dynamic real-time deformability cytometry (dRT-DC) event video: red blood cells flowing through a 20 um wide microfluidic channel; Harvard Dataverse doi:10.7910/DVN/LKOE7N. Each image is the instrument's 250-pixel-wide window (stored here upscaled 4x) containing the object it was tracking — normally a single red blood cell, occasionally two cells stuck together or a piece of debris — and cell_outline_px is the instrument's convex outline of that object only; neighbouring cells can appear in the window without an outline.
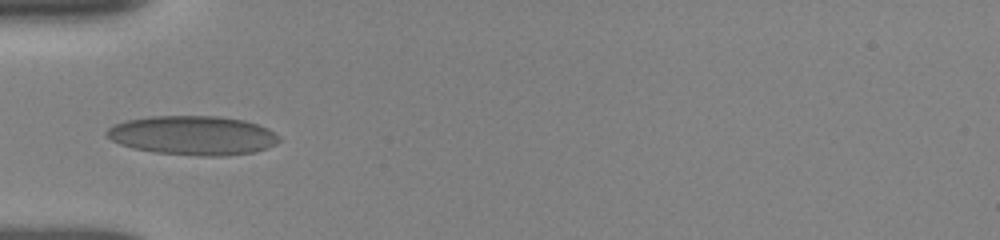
{"species": "human", "species_latin": "Homo sapiens", "temperature_condition": "room temperature", "stored_images_in_passage": 44, "camera_frame_rate_fps": 3000, "um_per_image_px": 0.085, "donor": {"sex": "female"}, "frame": {"image": 1, "passage_image": 1, "time_ms": 0.0, "image_size_px": [1000, 240], "cell_outline_px": [[280, 140], [276, 144], [268, 148], [252, 152], [228, 156], [200, 156], [156, 152], [132, 148], [120, 144], [112, 140], [104, 132], [108, 128], [116, 124], [128, 120], [148, 116], [220, 116], [244, 120], [268, 128], [280, 136]], "centroid_in_image_um": [16.42, 11.51], "position_along_channel_um": 68.6, "area_um2": 39.42}}
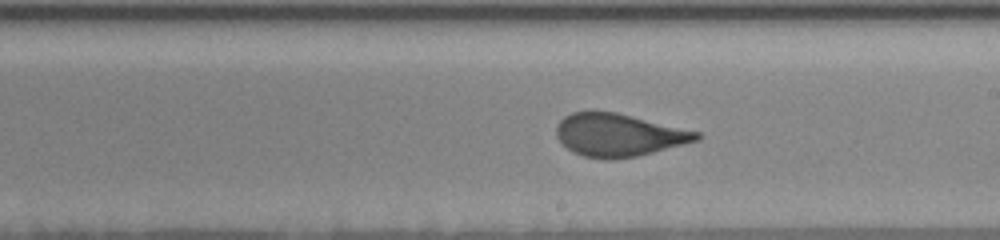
{"frame": {"image": 2, "passage_image": 24, "time_ms": 4.333, "image_size_px": [1000, 240], "cell_outline_px": [[704, 136], [700, 140], [636, 156], [604, 160], [584, 156], [572, 152], [556, 136], [556, 128], [560, 120], [564, 116], [572, 112], [592, 108], [616, 112], [700, 132]], "centroid_in_image_um": [52.56, 11.44], "position_along_channel_um": 236.4, "area_um2": 35.32}}
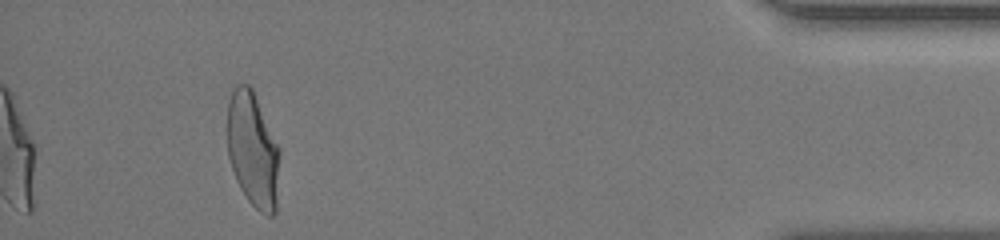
{"frame": {"image": 3, "passage_image": 44, "time_ms": 10.333, "image_size_px": [1000, 240], "cell_outline_px": [[280, 152], [276, 212], [272, 216], [268, 216], [260, 212], [248, 200], [240, 188], [236, 180], [228, 156], [228, 104], [232, 88], [236, 84], [248, 84], [252, 88], [280, 148]], "centroid_in_image_um": [21.5, 12.74], "position_along_channel_um": 413.7, "area_um2": 35.26}, "authors_computed_cell_mechanics": {"area_um2": 35.3447, "velocity_mm_per_s": 3.8674, "shape_relaxation_time_tau1_ms": 10.0247, "shape_relaxation_time_tau2_ms": null, "deformation_change_tau1": 0.2588, "deformation_change_tau2": null}}